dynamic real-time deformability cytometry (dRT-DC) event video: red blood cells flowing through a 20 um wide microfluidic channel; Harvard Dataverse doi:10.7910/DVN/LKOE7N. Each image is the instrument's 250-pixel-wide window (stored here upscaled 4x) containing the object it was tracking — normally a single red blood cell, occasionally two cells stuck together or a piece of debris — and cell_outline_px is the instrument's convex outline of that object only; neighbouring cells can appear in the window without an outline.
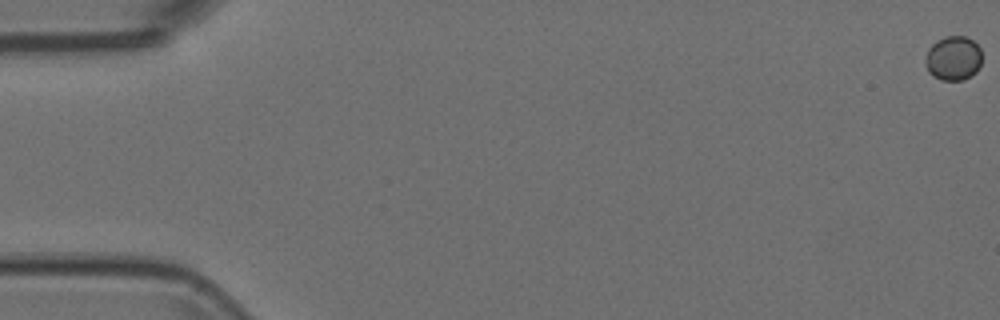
{"species": "Egyptian fruit bat (a non-hibernating species)", "species_latin": "Rousettus aegyptiacus", "temperature_condition": "room temperature", "stored_images_in_passage": 56, "camera_frame_rate_fps": 3000, "um_per_image_px": 0.085, "animal": {"sex": "female"}, "frame": {"image": 1, "passage_image": 1, "time_ms": 0.0, "image_size_px": [1000, 320], "cell_outline_px": [[980, 64], [976, 72], [964, 80], [940, 80], [932, 76], [928, 72], [924, 60], [928, 48], [936, 40], [944, 36], [964, 36], [972, 40], [980, 48]], "centroid_in_image_um": [80.99, 4.95], "position_along_channel_um": 4.0, "area_um2": 14.74}}
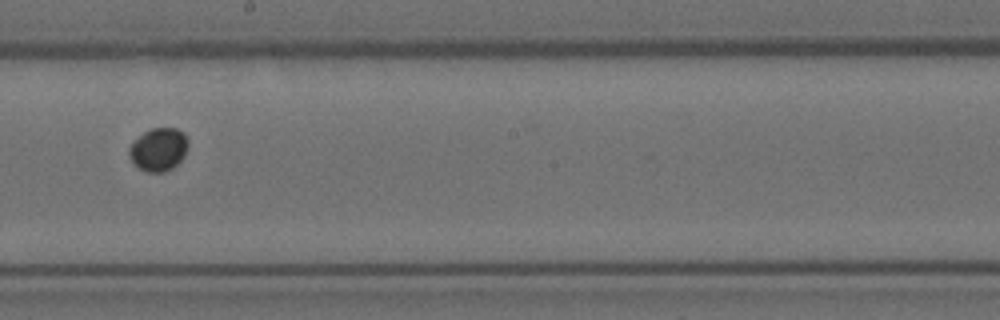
{"frame": {"image": 2, "passage_image": 32, "time_ms": 10.333, "image_size_px": [1000, 320], "cell_outline_px": [[188, 148], [184, 156], [172, 168], [164, 172], [148, 172], [132, 164], [128, 152], [128, 148], [132, 140], [144, 132], [152, 128], [176, 128], [184, 132], [188, 140]], "centroid_in_image_um": [13.46, 12.69], "position_along_channel_um": 234.7, "area_um2": 15.03}}
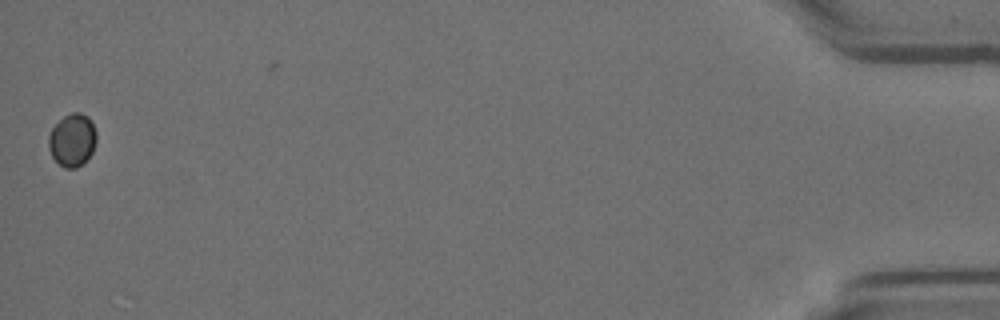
{"frame": {"image": 3, "passage_image": 55, "time_ms": 18.0, "image_size_px": [1000, 320], "cell_outline_px": [[96, 140], [92, 152], [76, 168], [64, 168], [52, 156], [48, 148], [48, 136], [52, 128], [64, 116], [72, 112], [80, 112], [88, 116], [92, 120], [96, 132]], "centroid_in_image_um": [6.14, 11.87], "position_along_channel_um": 429.1, "area_um2": 14.62}}